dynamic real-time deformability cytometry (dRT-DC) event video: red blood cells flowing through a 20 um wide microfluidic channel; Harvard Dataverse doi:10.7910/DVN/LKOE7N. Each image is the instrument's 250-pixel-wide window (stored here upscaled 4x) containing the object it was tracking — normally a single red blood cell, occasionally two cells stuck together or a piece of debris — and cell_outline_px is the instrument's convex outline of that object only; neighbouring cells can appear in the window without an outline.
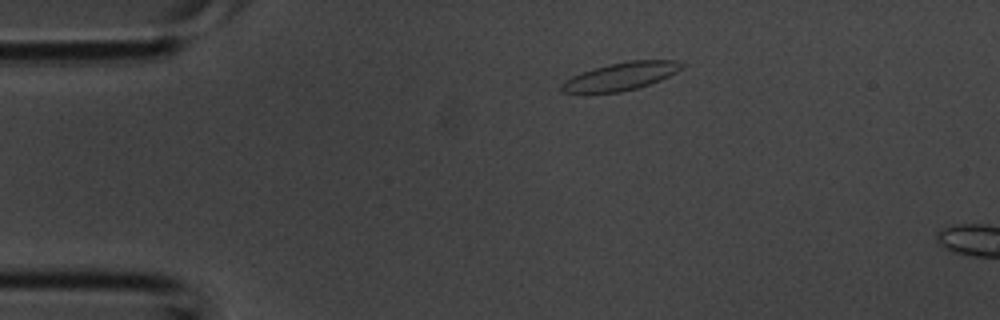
{"species": "common noctule bat (a hibernating species)", "species_latin": "Nyctalus noctula", "temperature_condition": "room temperature", "stored_images_in_passage": 4, "camera_frame_rate_fps": 3000, "um_per_image_px": 0.085, "animal": {"sex": "male", "body_mass_g": 20.1, "forearm_length_mm": 53.5}, "frame": {"image": 1, "passage_image": 4, "time_ms": 1.0, "image_size_px": [1000, 320], "cell_outline_px": [[684, 68], [660, 80], [636, 88], [620, 92], [560, 92], [560, 88], [564, 80], [572, 76], [592, 68], [608, 64], [628, 60], [680, 60], [684, 64]], "centroid_in_image_um": [52.79, 6.46], "position_along_channel_um": 32.2, "area_um2": 19.42}}